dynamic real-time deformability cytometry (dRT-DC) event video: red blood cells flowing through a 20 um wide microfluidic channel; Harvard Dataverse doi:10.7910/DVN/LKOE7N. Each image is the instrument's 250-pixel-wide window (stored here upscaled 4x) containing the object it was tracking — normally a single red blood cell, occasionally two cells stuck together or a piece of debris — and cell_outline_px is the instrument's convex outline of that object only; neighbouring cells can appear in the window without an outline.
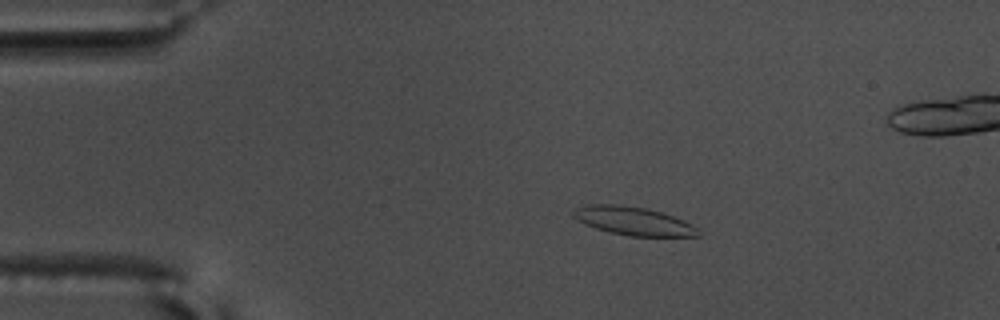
{"species": "common noctule bat (a hibernating species)", "species_latin": "Nyctalus noctula", "temperature_condition": "warm", "stored_images_in_passage": 58, "camera_frame_rate_fps": 3000, "um_per_image_px": 0.085, "animal": {"sex": "male", "body_mass_g": 17.5, "forearm_length_mm": 52.3}, "frame": {"image": 1, "passage_image": 11, "time_ms": 3.333, "image_size_px": [1000, 320], "cell_outline_px": [[700, 236], [628, 236], [596, 228], [584, 224], [576, 220], [572, 216], [572, 212], [576, 208], [584, 204], [616, 204], [644, 208], [660, 212], [684, 220], [692, 224], [696, 228]], "centroid_in_image_um": [53.78, 18.78], "position_along_channel_um": 31.2, "area_um2": 20.52}}
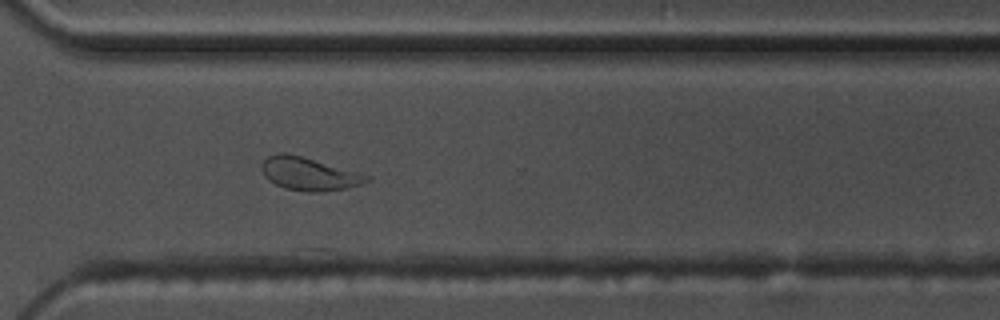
{"frame": {"image": 2, "passage_image": 42, "time_ms": 13.667, "image_size_px": [1000, 320], "cell_outline_px": [[372, 176], [368, 180], [360, 184], [344, 188], [324, 192], [308, 192], [284, 188], [268, 180], [264, 176], [260, 168], [260, 164], [268, 156], [280, 152], [284, 152], [300, 156]], "centroid_in_image_um": [26.2, 14.78], "position_along_channel_um": 344.4, "area_um2": 20.0}}
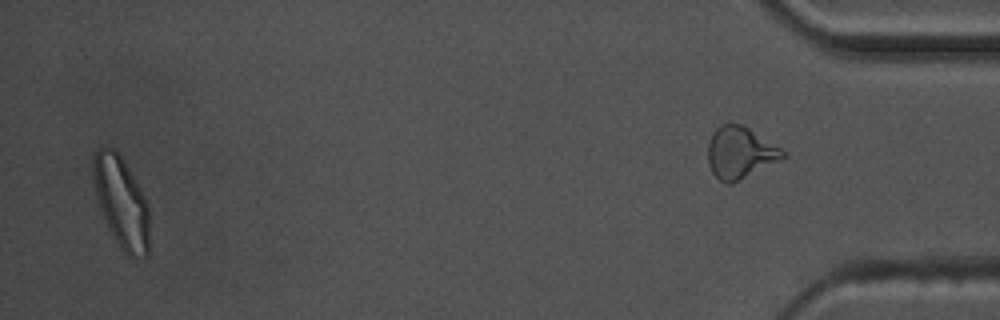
{"frame": {"image": 3, "passage_image": 56, "time_ms": 18.333, "image_size_px": [1000, 320], "cell_outline_px": [[148, 256], [140, 260], [132, 260], [120, 248], [108, 228], [104, 220], [100, 208], [92, 176], [92, 156], [96, 148], [104, 144], [116, 148], [120, 152], [140, 188], [148, 204]], "centroid_in_image_um": [10.29, 17.15], "position_along_channel_um": 424.9, "area_um2": 30.63}, "authors_computed_cell_mechanics": {"area_um2": 20.4323, "velocity_mm_per_s": 3.5632, "shape_relaxation_time_tau1_ms": 5.5317, "shape_relaxation_time_tau2_ms": 1.9653, "deformation_change_tau1": 0.1715, "deformation_change_tau2": 0.0809}}